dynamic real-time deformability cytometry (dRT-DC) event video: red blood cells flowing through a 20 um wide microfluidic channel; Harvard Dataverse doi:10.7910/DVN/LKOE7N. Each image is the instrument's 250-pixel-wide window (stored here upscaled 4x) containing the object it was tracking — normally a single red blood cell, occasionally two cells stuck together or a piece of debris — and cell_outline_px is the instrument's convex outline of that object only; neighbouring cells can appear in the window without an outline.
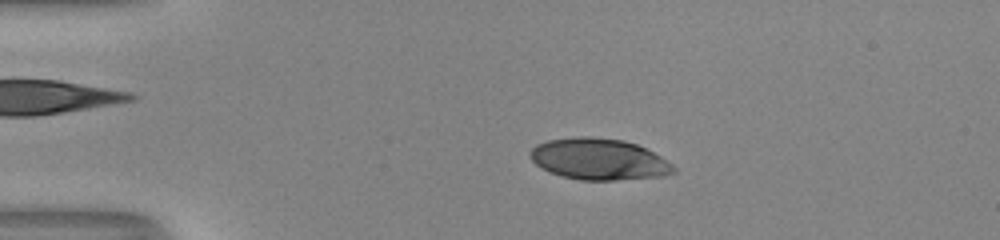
{"species": "human", "species_latin": "Homo sapiens", "temperature_condition": "room temperature", "stored_images_in_passage": 50, "camera_frame_rate_fps": 3000, "um_per_image_px": 0.085, "donor": {"sex": "male"}, "frame": {"image": 1, "passage_image": 11, "time_ms": 3.333, "image_size_px": [1000, 240], "cell_outline_px": [[676, 172], [664, 176], [612, 180], [580, 180], [560, 176], [548, 172], [536, 164], [528, 156], [528, 152], [536, 144], [548, 140], [580, 136], [588, 136], [624, 140], [636, 144], [660, 156], [672, 164], [676, 168]], "centroid_in_image_um": [50.87, 13.53], "position_along_channel_um": 34.1, "area_um2": 34.68}}
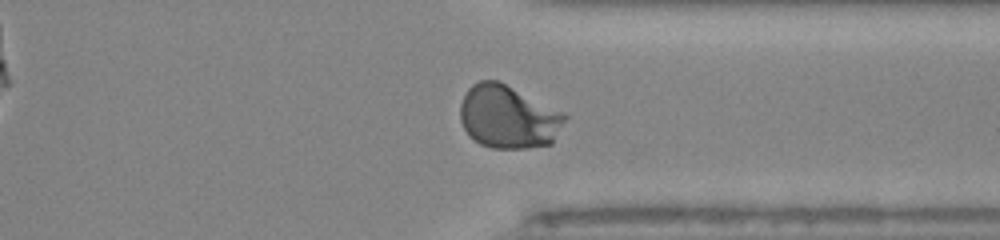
{"frame": {"image": 2, "passage_image": 40, "time_ms": 13.0, "image_size_px": [1000, 240], "cell_outline_px": [[568, 116], [552, 144], [524, 148], [492, 148], [480, 144], [472, 140], [468, 136], [460, 120], [460, 104], [468, 88], [472, 84], [480, 80], [496, 80], [564, 112]], "centroid_in_image_um": [43.19, 9.95], "position_along_channel_um": 368.2, "area_um2": 38.55}}
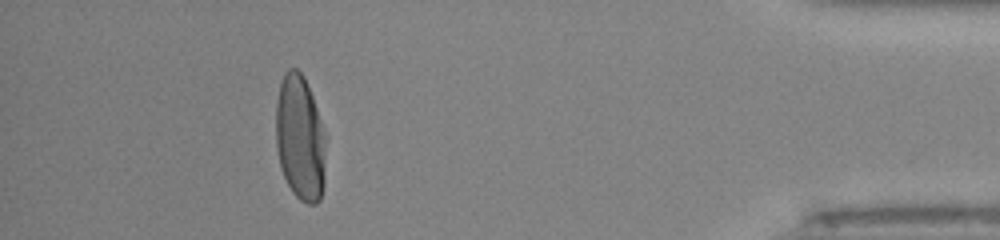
{"frame": {"image": 3, "passage_image": 47, "time_ms": 15.333, "image_size_px": [1000, 240], "cell_outline_px": [[328, 136], [324, 184], [320, 200], [316, 204], [308, 204], [300, 200], [292, 192], [280, 168], [276, 148], [276, 104], [280, 84], [284, 72], [288, 68], [296, 68], [304, 76]], "centroid_in_image_um": [25.54, 11.75], "position_along_channel_um": 409.7, "area_um2": 37.51}, "authors_computed_cell_mechanics": {"area_um2": 35.9227, "velocity_mm_per_s": 4.0327, "shape_relaxation_time_tau1_ms": 3.8058, "shape_relaxation_time_tau2_ms": null, "deformation_change_tau1": 0.2202, "deformation_change_tau2": null}}